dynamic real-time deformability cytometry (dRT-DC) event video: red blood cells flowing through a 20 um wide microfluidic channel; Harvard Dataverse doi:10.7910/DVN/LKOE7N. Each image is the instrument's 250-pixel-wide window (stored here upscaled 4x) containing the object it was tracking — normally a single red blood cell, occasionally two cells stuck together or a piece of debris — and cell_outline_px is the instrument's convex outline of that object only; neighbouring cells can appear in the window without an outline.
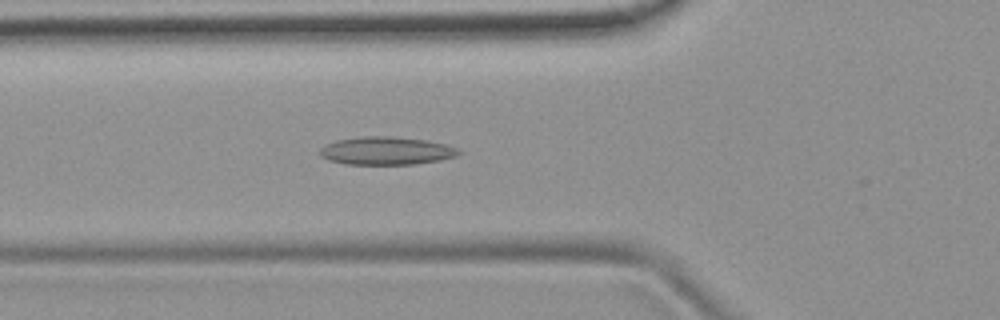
{"species": "common noctule bat (a hibernating species)", "species_latin": "Nyctalus noctula", "temperature_condition": "room temperature", "stored_images_in_passage": 51, "camera_frame_rate_fps": 3000, "um_per_image_px": 0.085, "animal": {"sex": "female", "body_mass_g": 19.9}, "frame": {"image": 1, "passage_image": 18, "time_ms": 5.667, "image_size_px": [1000, 320], "cell_outline_px": [[460, 152], [456, 156], [440, 160], [412, 164], [344, 164], [328, 160], [320, 156], [320, 148], [336, 140], [364, 136], [388, 136], [428, 140], [444, 144], [456, 148]], "centroid_in_image_um": [32.81, 12.82], "position_along_channel_um": 93.0, "area_um2": 22.48}}
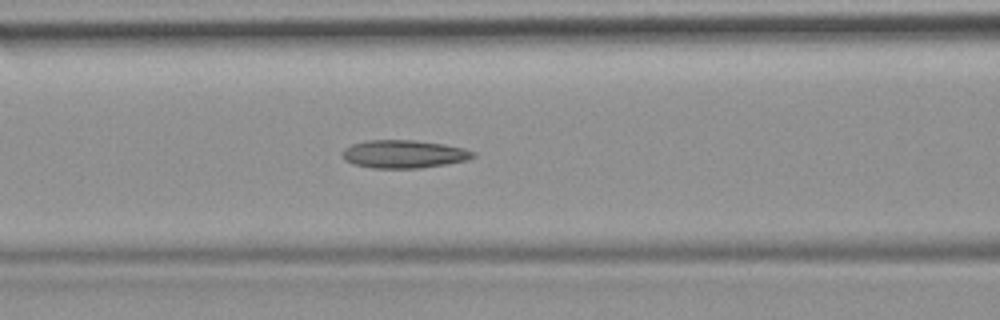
{"frame": {"image": 2, "passage_image": 21, "time_ms": 6.667, "image_size_px": [1000, 320], "cell_outline_px": [[476, 156], [468, 160], [420, 168], [372, 168], [352, 164], [344, 160], [340, 156], [344, 148], [352, 144], [368, 140], [416, 140], [444, 144], [464, 148], [476, 152]], "centroid_in_image_um": [34.31, 13.09], "position_along_channel_um": 132.3, "area_um2": 21.56}}
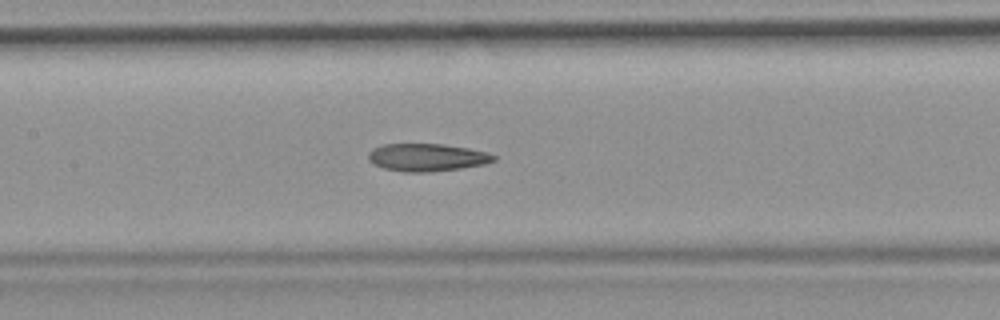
{"frame": {"image": 3, "passage_image": 24, "time_ms": 7.667, "image_size_px": [1000, 320], "cell_outline_px": [[496, 160], [484, 164], [460, 168], [428, 172], [404, 172], [384, 168], [368, 160], [368, 152], [372, 148], [384, 144], [444, 144], [468, 148], [488, 152], [496, 156]], "centroid_in_image_um": [36.29, 13.37], "position_along_channel_um": 171.1, "area_um2": 20.17}, "authors_computed_cell_mechanics": {"area_um2": 21.2126, "velocity_mm_per_s": 3.882, "shape_relaxation_time_tau1_ms": null, "shape_relaxation_time_tau2_ms": 5.5244, "deformation_change_tau1": null, "deformation_change_tau2": 0.1456}}